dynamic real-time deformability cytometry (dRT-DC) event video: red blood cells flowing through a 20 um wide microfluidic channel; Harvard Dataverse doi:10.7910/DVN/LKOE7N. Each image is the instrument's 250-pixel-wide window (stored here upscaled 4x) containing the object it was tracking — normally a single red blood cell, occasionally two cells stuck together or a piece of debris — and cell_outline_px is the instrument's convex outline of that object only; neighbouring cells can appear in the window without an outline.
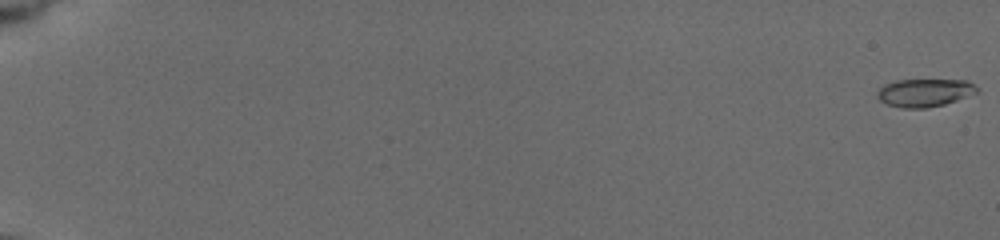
{"species": "common noctule bat (a hibernating species)", "species_latin": "Nyctalus noctula", "temperature_condition": "cold", "stored_images_in_passage": 60, "camera_frame_rate_fps": 3000, "um_per_image_px": 0.085, "animal": {"sex": "female", "body_mass_g": 19.5, "forearm_length_mm": 54.1}, "frame": {"image": 1, "passage_image": 1, "time_ms": 0.0, "image_size_px": [1000, 240], "cell_outline_px": [[980, 92], [944, 104], [928, 108], [904, 108], [888, 104], [880, 100], [876, 96], [876, 92], [884, 84], [896, 80], [968, 80]], "centroid_in_image_um": [78.58, 7.87], "position_along_channel_um": 6.4, "area_um2": 16.18}}
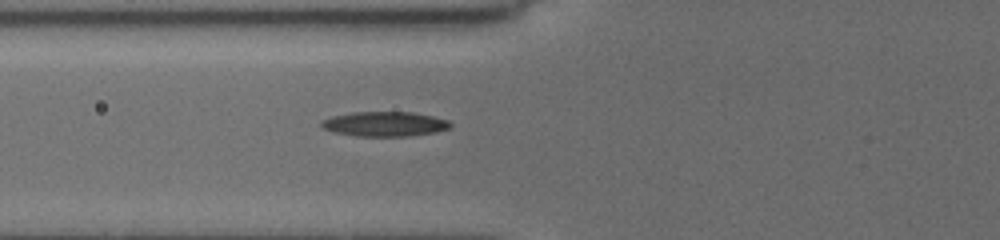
{"frame": {"image": 2, "passage_image": 28, "time_ms": 8.0, "image_size_px": [1000, 240], "cell_outline_px": [[452, 124], [448, 128], [436, 132], [404, 136], [356, 136], [332, 132], [324, 128], [320, 124], [320, 120], [332, 116], [352, 112], [412, 112], [432, 116], [448, 120]], "centroid_in_image_um": [32.65, 10.53], "position_along_channel_um": 93.1, "area_um2": 18.55}}
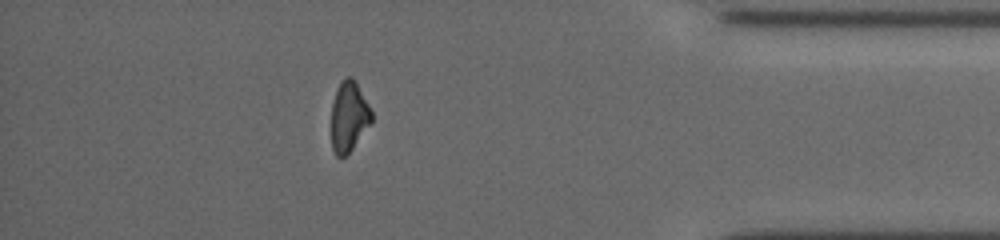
{"frame": {"image": 3, "passage_image": 51, "time_ms": 17.0, "image_size_px": [1000, 240], "cell_outline_px": [[372, 120], [352, 148], [344, 156], [336, 156], [332, 148], [332, 104], [336, 88], [348, 76], [352, 76], [368, 104], [372, 112]], "centroid_in_image_um": [29.64, 9.9], "position_along_channel_um": 405.6, "area_um2": 15.95}, "authors_computed_cell_mechanics": {"area_um2": 17.2244, "velocity_mm_per_s": 3.7963, "shape_relaxation_time_tau1_ms": null, "shape_relaxation_time_tau2_ms": 10.3564, "deformation_change_tau1": null, "deformation_change_tau2": 0.1965}}